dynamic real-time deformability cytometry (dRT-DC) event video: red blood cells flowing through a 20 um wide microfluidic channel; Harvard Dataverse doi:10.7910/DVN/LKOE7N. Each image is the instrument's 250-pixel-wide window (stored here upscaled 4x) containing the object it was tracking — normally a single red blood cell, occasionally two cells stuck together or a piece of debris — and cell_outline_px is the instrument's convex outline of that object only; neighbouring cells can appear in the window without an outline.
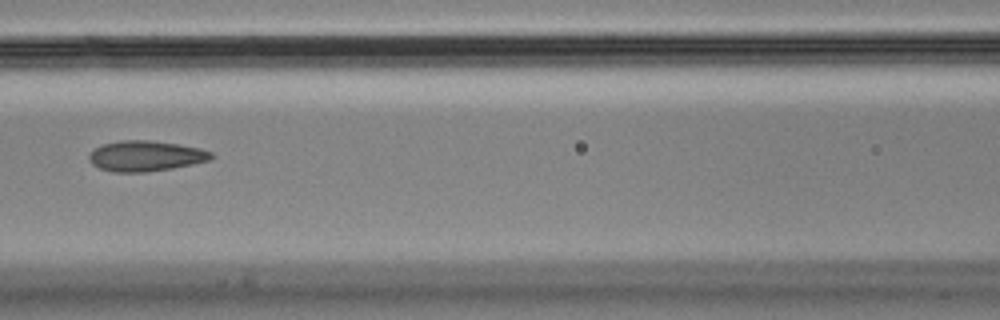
{"species": "Egyptian fruit bat (a non-hibernating species)", "species_latin": "Rousettus aegyptiacus", "temperature_condition": "cold", "stored_images_in_passage": 9, "camera_frame_rate_fps": 3000, "um_per_image_px": 0.085, "animal": {"sex": "male"}, "frame": {"image": 1, "passage_image": 7, "time_ms": 2.0, "image_size_px": [1000, 320], "cell_outline_px": [[216, 156], [208, 160], [192, 164], [172, 168], [144, 172], [112, 172], [100, 168], [92, 164], [88, 160], [88, 156], [96, 148], [104, 144], [120, 140], [148, 140], [176, 144], [200, 148], [212, 152]], "centroid_in_image_um": [12.38, 13.26], "position_along_channel_um": 154.2, "area_um2": 21.56}}
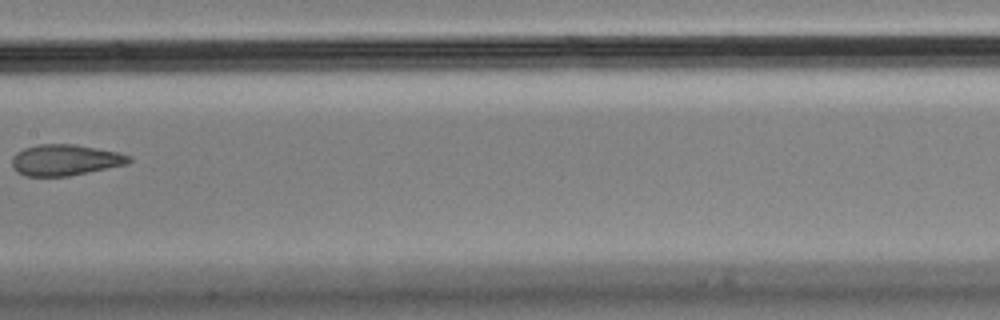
{"frame": {"image": 2, "passage_image": 8, "time_ms": 2.333, "image_size_px": [1000, 320], "cell_outline_px": [[132, 160], [128, 164], [68, 176], [24, 176], [16, 172], [12, 168], [12, 156], [16, 152], [24, 148], [40, 144], [72, 144], [96, 148], [116, 152], [132, 156]], "centroid_in_image_um": [5.51, 13.6], "position_along_channel_um": 201.9, "area_um2": 21.21}}
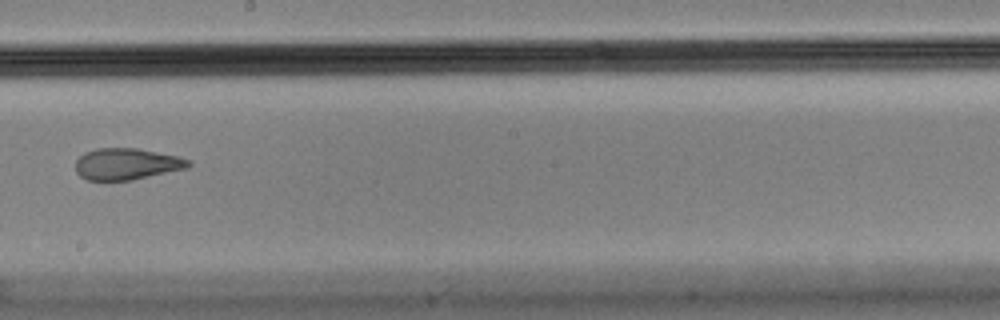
{"frame": {"image": 3, "passage_image": 9, "time_ms": 2.667, "image_size_px": [1000, 320], "cell_outline_px": [[192, 164], [188, 168], [132, 180], [88, 180], [80, 176], [76, 172], [76, 160], [84, 152], [96, 148], [136, 148], [180, 156], [192, 160]], "centroid_in_image_um": [10.8, 13.93], "position_along_channel_um": 237.4, "area_um2": 20.92}}